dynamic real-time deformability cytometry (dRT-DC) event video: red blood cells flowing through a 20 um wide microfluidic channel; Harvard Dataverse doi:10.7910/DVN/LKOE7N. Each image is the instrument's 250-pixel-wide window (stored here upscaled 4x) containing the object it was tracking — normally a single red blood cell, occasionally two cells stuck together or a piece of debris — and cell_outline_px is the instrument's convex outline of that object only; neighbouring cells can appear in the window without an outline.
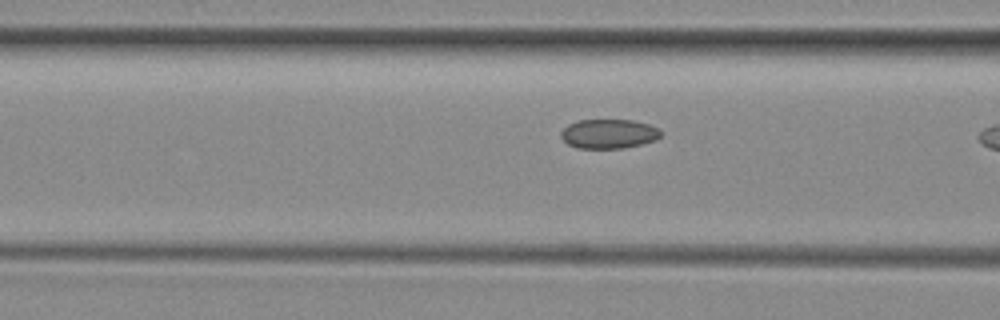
{"species": "common noctule bat (a hibernating species)", "species_latin": "Nyctalus noctula", "temperature_condition": "room temperature", "stored_images_in_passage": 14, "camera_frame_rate_fps": 3000, "um_per_image_px": 0.085, "animal": {"sex": "female", "body_mass_g": 29.2, "forearm_length_mm": 56.3}, "frame": {"image": 1, "passage_image": 9, "time_ms": 2.667, "image_size_px": [1000, 320], "cell_outline_px": [[660, 136], [656, 140], [624, 148], [576, 148], [568, 144], [560, 136], [560, 132], [568, 124], [576, 120], [632, 120], [648, 124], [660, 128]], "centroid_in_image_um": [51.73, 11.37], "position_along_channel_um": 114.9, "area_um2": 17.11}}
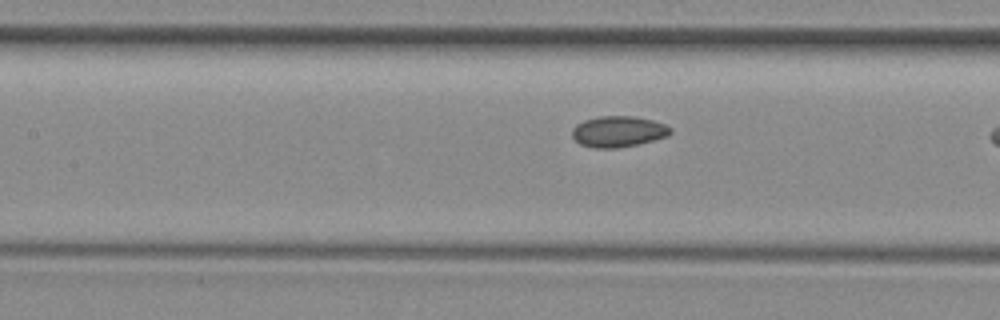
{"frame": {"image": 2, "passage_image": 12, "time_ms": 3.667, "image_size_px": [1000, 320], "cell_outline_px": [[672, 132], [668, 136], [636, 144], [616, 148], [592, 148], [580, 144], [572, 136], [572, 128], [576, 124], [584, 120], [600, 116], [632, 116], [652, 120], [664, 124], [672, 128]], "centroid_in_image_um": [52.53, 11.18], "position_along_channel_um": 154.9, "area_um2": 17.69}}